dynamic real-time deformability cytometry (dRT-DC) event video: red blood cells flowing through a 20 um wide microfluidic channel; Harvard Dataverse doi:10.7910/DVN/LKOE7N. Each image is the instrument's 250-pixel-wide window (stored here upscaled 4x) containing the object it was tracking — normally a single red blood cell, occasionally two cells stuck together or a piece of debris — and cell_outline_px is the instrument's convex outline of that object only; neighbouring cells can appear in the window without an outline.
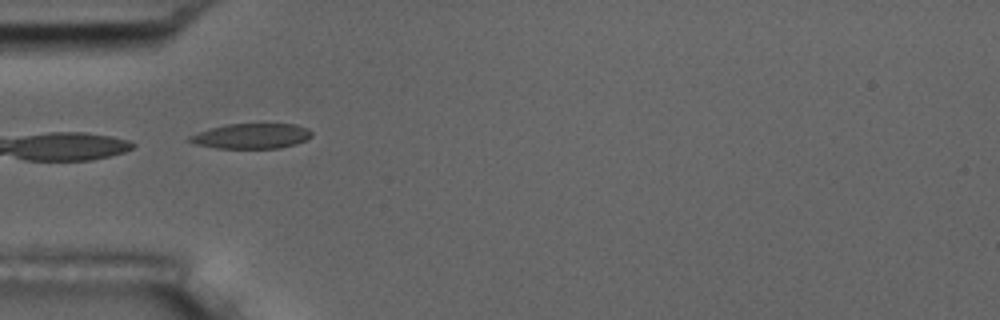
{"species": "common noctule bat (a hibernating species)", "species_latin": "Nyctalus noctula", "temperature_condition": "room temperature", "stored_images_in_passage": 6, "camera_frame_rate_fps": 3000, "um_per_image_px": 0.085, "animal": {"sex": "male", "body_mass_g": 17.5, "forearm_length_mm": 52.3}, "frame": {"image": 1, "passage_image": 5, "time_ms": 5.333, "image_size_px": [1000, 320], "cell_outline_px": [[312, 136], [296, 144], [280, 148], [216, 148], [196, 144], [184, 140], [188, 136], [212, 128], [228, 124], [296, 124], [308, 128], [312, 132]], "centroid_in_image_um": [21.37, 11.57], "position_along_channel_um": 63.6, "area_um2": 17.86}}